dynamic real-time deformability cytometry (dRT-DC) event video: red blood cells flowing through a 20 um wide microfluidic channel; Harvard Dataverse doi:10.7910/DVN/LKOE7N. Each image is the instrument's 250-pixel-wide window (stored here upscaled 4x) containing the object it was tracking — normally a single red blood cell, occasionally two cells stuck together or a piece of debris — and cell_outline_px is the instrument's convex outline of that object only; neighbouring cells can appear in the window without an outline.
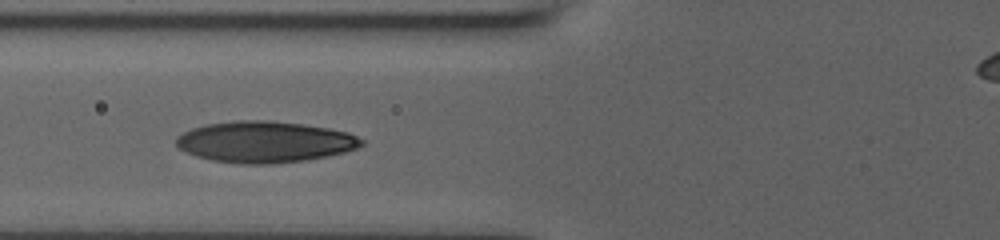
{"species": "human", "species_latin": "Homo sapiens", "temperature_condition": "room temperature", "stored_images_in_passage": 6, "camera_frame_rate_fps": 3000, "um_per_image_px": 0.085, "donor": {"sex": "male"}, "frame": {"image": 1, "passage_image": 4, "time_ms": 3.667, "image_size_px": [1000, 240], "cell_outline_px": [[364, 144], [356, 148], [344, 152], [308, 160], [268, 164], [240, 164], [212, 160], [196, 156], [180, 148], [176, 144], [176, 136], [192, 128], [208, 124], [236, 120], [268, 120], [304, 124], [328, 128], [348, 132], [364, 140]], "centroid_in_image_um": [22.51, 12.06], "position_along_channel_um": 103.3, "area_um2": 44.51}}
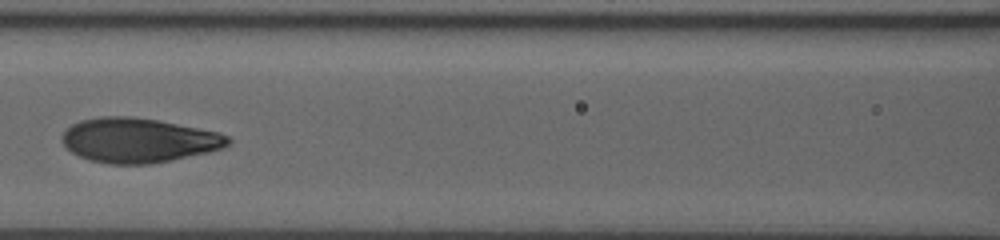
{"frame": {"image": 2, "passage_image": 5, "time_ms": 5.0, "image_size_px": [1000, 240], "cell_outline_px": [[232, 140], [224, 148], [208, 152], [152, 164], [108, 164], [92, 160], [80, 156], [64, 148], [60, 140], [60, 136], [72, 124], [80, 120], [100, 116], [132, 116], [156, 120], [220, 132], [228, 136]], "centroid_in_image_um": [11.74, 11.92], "position_along_channel_um": 154.9, "area_um2": 43.23}}
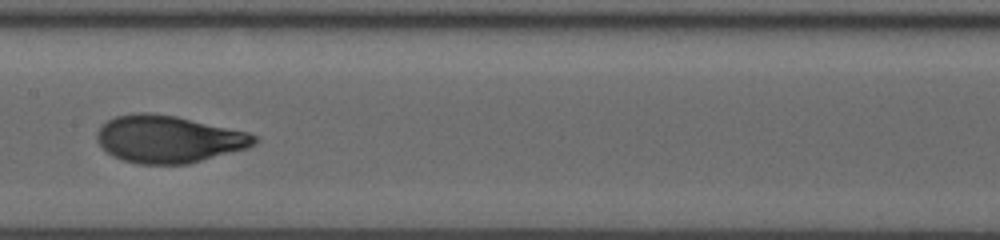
{"frame": {"image": 3, "passage_image": 6, "time_ms": 6.0, "image_size_px": [1000, 240], "cell_outline_px": [[260, 136], [256, 144], [248, 148], [188, 164], [136, 164], [120, 160], [112, 156], [96, 140], [96, 132], [108, 120], [116, 116], [136, 112], [148, 112], [176, 116], [248, 132]], "centroid_in_image_um": [14.34, 11.83], "position_along_channel_um": 193.1, "area_um2": 43.58}}